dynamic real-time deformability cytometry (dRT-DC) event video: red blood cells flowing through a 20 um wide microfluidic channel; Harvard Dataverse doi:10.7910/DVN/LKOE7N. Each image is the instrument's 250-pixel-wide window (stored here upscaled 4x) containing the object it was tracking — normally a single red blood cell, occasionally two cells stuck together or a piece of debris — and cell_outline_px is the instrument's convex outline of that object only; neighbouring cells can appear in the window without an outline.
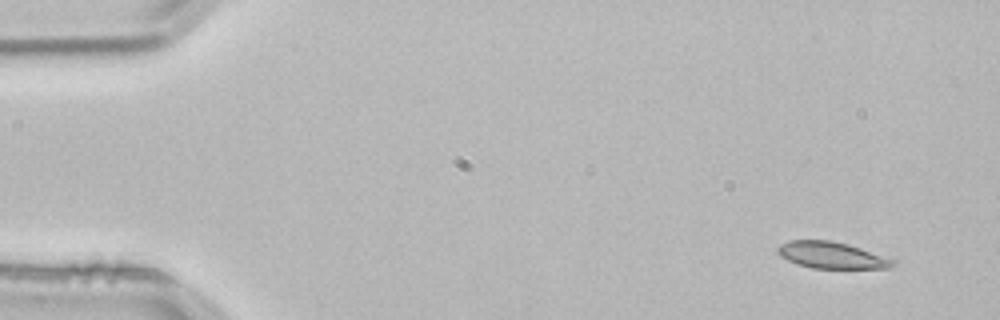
{"species": "common noctule bat (a hibernating species)", "species_latin": "Nyctalus noctula", "temperature_condition": "room temperature", "stored_images_in_passage": 3, "camera_frame_rate_fps": 3000, "um_per_image_px": 0.085, "animal": {"sex": "male", "body_mass_g": 21.5, "forearm_length_mm": 52.0}, "frame": {"image": 1, "passage_image": 1, "time_ms": 0.0, "image_size_px": [1000, 320], "cell_outline_px": [[900, 264], [888, 268], [812, 268], [796, 264], [780, 256], [776, 252], [776, 248], [780, 244], [788, 240], [832, 240], [848, 244], [896, 260]], "centroid_in_image_um": [70.68, 21.69], "position_along_channel_um": 14.3, "area_um2": 18.03}}
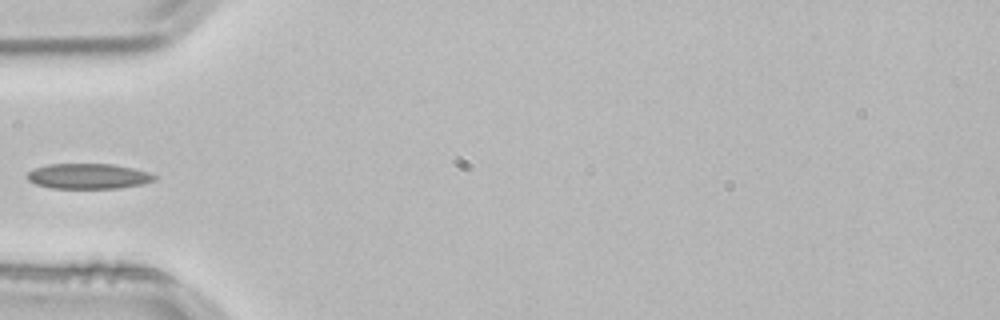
{"frame": {"image": 2, "passage_image": 3, "time_ms": 0.667, "image_size_px": [1000, 320], "cell_outline_px": [[156, 180], [144, 184], [120, 188], [52, 188], [36, 184], [28, 180], [28, 172], [32, 168], [48, 164], [112, 164], [132, 168], [148, 172], [156, 176]], "centroid_in_image_um": [7.51, 14.98], "position_along_channel_um": 77.5, "area_um2": 18.79}}